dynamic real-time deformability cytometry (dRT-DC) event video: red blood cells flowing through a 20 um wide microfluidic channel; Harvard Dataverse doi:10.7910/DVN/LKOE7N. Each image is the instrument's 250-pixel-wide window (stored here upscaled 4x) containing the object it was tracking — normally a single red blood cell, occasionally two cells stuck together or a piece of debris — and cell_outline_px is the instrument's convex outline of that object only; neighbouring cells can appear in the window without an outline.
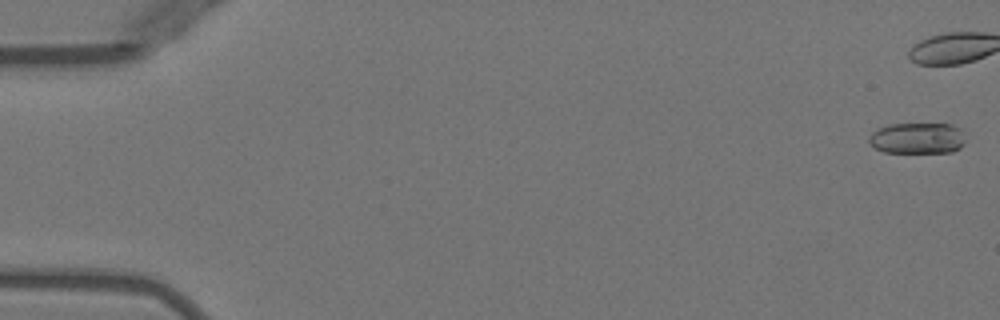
{"species": "Egyptian fruit bat (a non-hibernating species)", "species_latin": "Rousettus aegyptiacus", "temperature_condition": "warm", "stored_images_in_passage": 23, "camera_frame_rate_fps": 3000, "um_per_image_px": 0.085, "animal": {"sex": "female"}, "frame": {"image": 1, "passage_image": 1, "time_ms": 0.0, "image_size_px": [1000, 320], "cell_outline_px": [[964, 144], [960, 148], [952, 152], [884, 152], [876, 148], [868, 140], [868, 136], [872, 132], [888, 124], [948, 124], [956, 128], [960, 132], [964, 140]], "centroid_in_image_um": [77.94, 11.75], "position_along_channel_um": 7.1, "area_um2": 17.17}}